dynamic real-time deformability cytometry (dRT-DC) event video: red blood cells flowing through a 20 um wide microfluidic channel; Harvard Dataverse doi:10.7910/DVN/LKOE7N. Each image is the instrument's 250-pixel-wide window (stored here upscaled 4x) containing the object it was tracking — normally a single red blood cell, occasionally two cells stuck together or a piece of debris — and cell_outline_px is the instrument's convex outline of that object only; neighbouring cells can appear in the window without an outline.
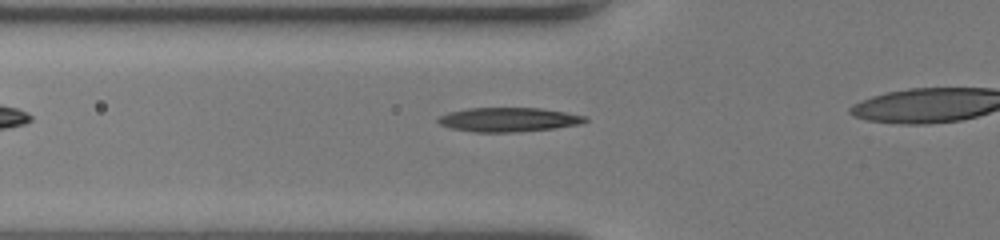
{"species": "human", "species_latin": "Homo sapiens", "temperature_condition": "room temperature", "stored_images_in_passage": 28, "camera_frame_rate_fps": 3000, "um_per_image_px": 0.085, "donor": {"sex": "female"}, "frame": {"image": 1, "passage_image": 2, "time_ms": 0.333, "image_size_px": [1000, 240], "cell_outline_px": [[588, 120], [580, 124], [556, 128], [516, 132], [476, 132], [452, 128], [440, 124], [436, 120], [436, 116], [448, 112], [468, 108], [540, 108], [564, 112], [584, 116]], "centroid_in_image_um": [43.18, 10.16], "position_along_channel_um": 82.6, "area_um2": 20.69}}
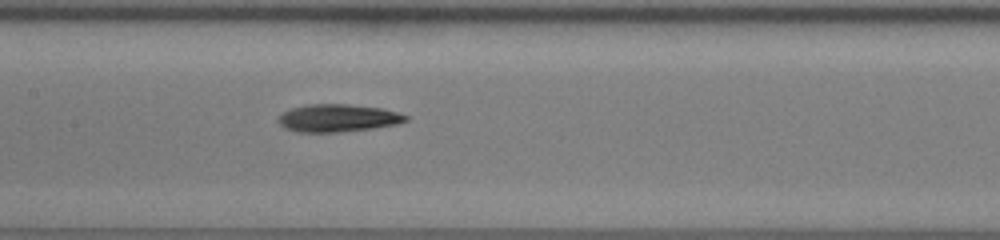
{"frame": {"image": 2, "passage_image": 9, "time_ms": 2.667, "image_size_px": [1000, 240], "cell_outline_px": [[408, 120], [396, 124], [372, 128], [336, 132], [296, 132], [284, 128], [276, 120], [284, 112], [292, 108], [308, 104], [348, 104], [380, 108], [396, 112], [408, 116]], "centroid_in_image_um": [28.68, 10.03], "position_along_channel_um": 178.7, "area_um2": 20.35}}
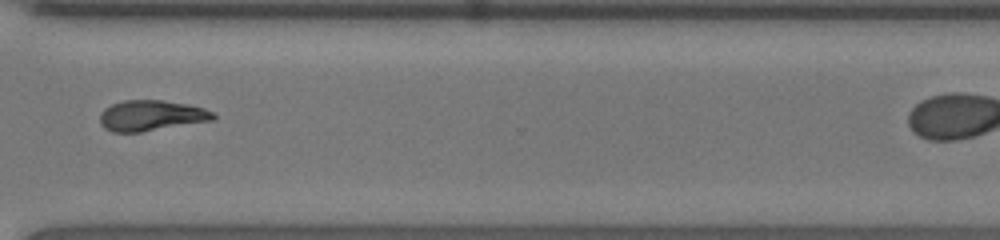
{"frame": {"image": 3, "passage_image": 22, "time_ms": 7.0, "image_size_px": [1000, 240], "cell_outline_px": [[216, 120], [140, 132], [112, 132], [104, 128], [100, 124], [100, 112], [104, 108], [112, 104], [124, 100], [160, 100], [188, 104], [204, 108], [212, 112], [216, 116]], "centroid_in_image_um": [12.85, 9.82], "position_along_channel_um": 357.7, "area_um2": 20.35}, "authors_computed_cell_mechanics": {"area_um2": 20.3456, "velocity_mm_per_s": 4.1166, "shape_relaxation_time_tau1_ms": 3.8346, "shape_relaxation_time_tau2_ms": 5.4309, "deformation_change_tau1": 0.1573, "deformation_change_tau2": 0.1332}}